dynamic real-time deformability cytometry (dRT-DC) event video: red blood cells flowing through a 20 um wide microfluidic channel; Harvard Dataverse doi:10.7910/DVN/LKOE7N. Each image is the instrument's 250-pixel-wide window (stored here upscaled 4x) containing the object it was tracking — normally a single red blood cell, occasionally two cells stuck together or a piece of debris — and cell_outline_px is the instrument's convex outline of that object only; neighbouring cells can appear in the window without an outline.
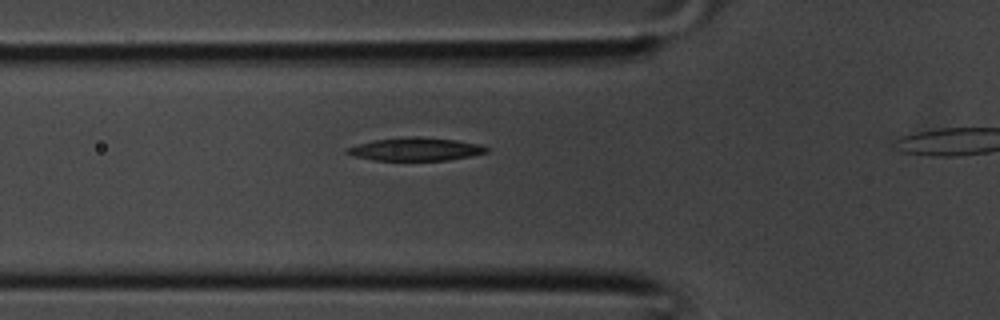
{"species": "common noctule bat (a hibernating species)", "species_latin": "Nyctalus noctula", "temperature_condition": "room temperature", "stored_images_in_passage": 11, "camera_frame_rate_fps": 3000, "um_per_image_px": 0.085, "animal": {"sex": "male", "body_mass_g": 20.1, "forearm_length_mm": 53.5}, "frame": {"image": 1, "passage_image": 5, "time_ms": 1.333, "image_size_px": [1000, 320], "cell_outline_px": [[488, 152], [472, 156], [448, 160], [372, 160], [352, 156], [344, 152], [344, 148], [356, 144], [372, 140], [412, 136], [416, 136], [456, 140], [480, 144], [488, 148]], "centroid_in_image_um": [35.27, 12.68], "position_along_channel_um": 90.5, "area_um2": 18.96}}
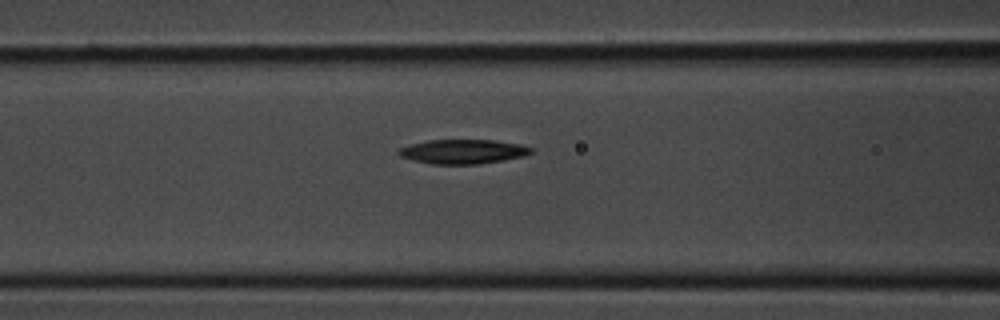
{"frame": {"image": 2, "passage_image": 7, "time_ms": 2.0, "image_size_px": [1000, 320], "cell_outline_px": [[532, 152], [524, 156], [504, 160], [480, 164], [428, 164], [412, 160], [400, 156], [396, 152], [396, 148], [408, 144], [428, 140], [496, 140], [520, 144], [532, 148]], "centroid_in_image_um": [39.29, 12.88], "position_along_channel_um": 127.3, "area_um2": 19.07}}
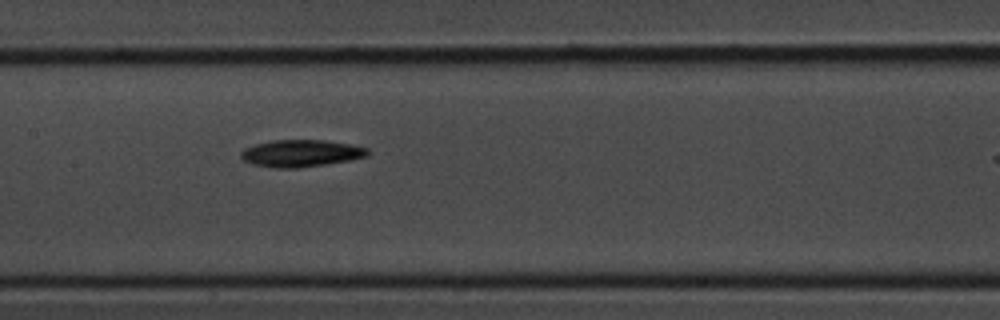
{"frame": {"image": 3, "passage_image": 10, "time_ms": 3.0, "image_size_px": [1000, 320], "cell_outline_px": [[368, 156], [352, 160], [300, 168], [276, 168], [252, 164], [244, 160], [240, 156], [240, 152], [244, 148], [256, 144], [272, 140], [324, 140], [348, 144], [368, 148]], "centroid_in_image_um": [25.57, 13.03], "position_along_channel_um": 181.8, "area_um2": 20.0}}